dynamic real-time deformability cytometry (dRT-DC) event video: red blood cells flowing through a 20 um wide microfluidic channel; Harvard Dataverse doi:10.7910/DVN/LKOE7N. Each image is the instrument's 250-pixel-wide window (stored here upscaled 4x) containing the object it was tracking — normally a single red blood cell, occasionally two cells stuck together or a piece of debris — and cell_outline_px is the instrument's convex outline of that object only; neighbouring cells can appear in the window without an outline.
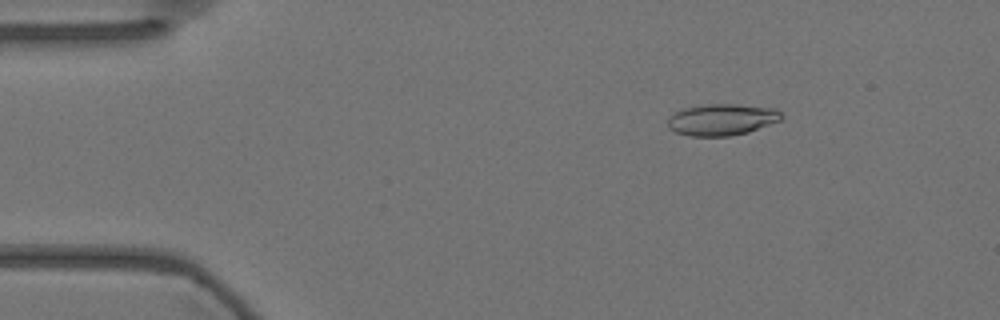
{"species": "Egyptian fruit bat (a non-hibernating species)", "species_latin": "Rousettus aegyptiacus", "temperature_condition": "warm", "stored_images_in_passage": 56, "camera_frame_rate_fps": 3000, "um_per_image_px": 0.085, "animal": {"sex": "female"}, "frame": {"image": 1, "passage_image": 8, "time_ms": 2.333, "image_size_px": [1000, 320], "cell_outline_px": [[784, 116], [780, 120], [748, 132], [728, 136], [692, 136], [676, 132], [668, 128], [668, 116], [684, 108], [708, 104], [736, 104], [776, 108]], "centroid_in_image_um": [61.36, 10.16], "position_along_channel_um": 23.6, "area_um2": 20.81}}
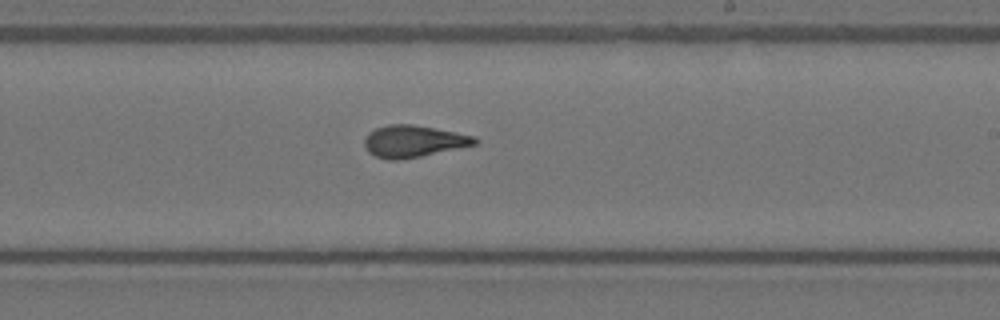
{"frame": {"image": 2, "passage_image": 33, "time_ms": 10.667, "image_size_px": [1000, 320], "cell_outline_px": [[480, 140], [476, 144], [420, 156], [400, 160], [388, 160], [376, 156], [368, 152], [364, 148], [364, 140], [368, 132], [376, 128], [388, 124], [412, 124], [476, 136]], "centroid_in_image_um": [35.11, 12.0], "position_along_channel_um": 253.9, "area_um2": 20.46}}
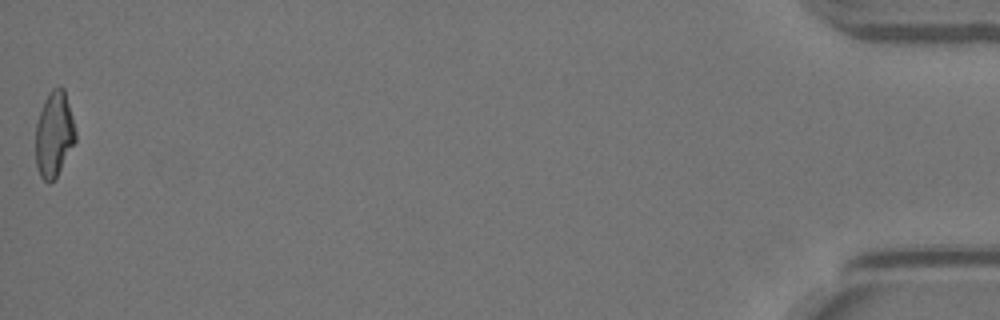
{"frame": {"image": 3, "passage_image": 56, "time_ms": 18.333, "image_size_px": [1000, 320], "cell_outline_px": [[76, 140], [56, 176], [48, 184], [40, 176], [36, 164], [36, 124], [44, 100], [48, 92], [52, 88], [60, 84], [64, 88], [72, 116], [76, 132]], "centroid_in_image_um": [4.59, 11.36], "position_along_channel_um": 430.6, "area_um2": 19.77}, "authors_computed_cell_mechanics": {"area_um2": 20.3167, "velocity_mm_per_s": 3.6026, "shape_relaxation_time_tau1_ms": 11.3204, "shape_relaxation_time_tau2_ms": 1.9703, "deformation_change_tau1": 0.2801, "deformation_change_tau2": 0.0882}}